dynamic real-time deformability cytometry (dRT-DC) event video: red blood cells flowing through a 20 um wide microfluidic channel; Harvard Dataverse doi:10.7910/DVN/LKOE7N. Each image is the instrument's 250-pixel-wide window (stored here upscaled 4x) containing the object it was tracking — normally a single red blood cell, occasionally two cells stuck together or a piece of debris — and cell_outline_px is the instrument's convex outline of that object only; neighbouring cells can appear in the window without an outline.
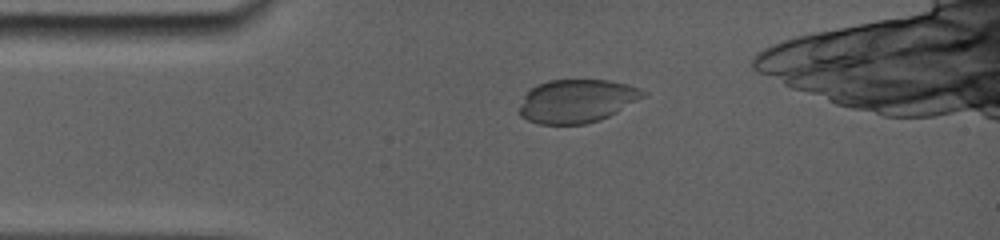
{"species": "common noctule bat (a hibernating species)", "species_latin": "Nyctalus noctula", "temperature_condition": "room temperature", "stored_images_in_passage": 23, "camera_frame_rate_fps": 5000, "um_per_image_px": 0.085, "animal": {"sex": "female", "body_mass_g": 19.0, "forearm_length_mm": 56.7}, "frame": {"image": 1, "passage_image": 4, "time_ms": 1.8, "image_size_px": [1000, 240], "cell_outline_px": [[648, 92], [644, 96], [608, 116], [584, 124], [540, 124], [528, 120], [520, 116], [520, 104], [524, 96], [536, 84], [548, 80], [608, 80], [628, 84], [640, 88]], "centroid_in_image_um": [49.01, 8.57], "position_along_channel_um": 36.0, "area_um2": 30.92}}
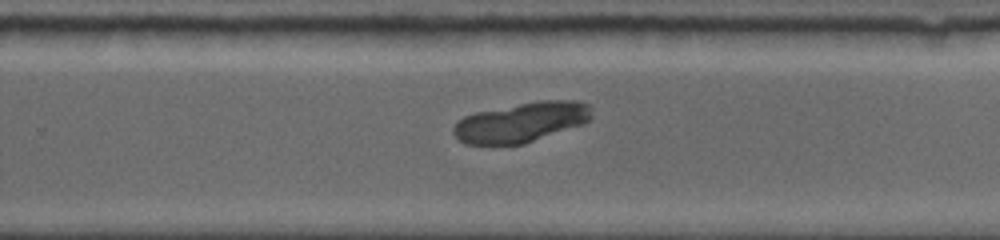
{"frame": {"image": 2, "passage_image": 16, "time_ms": 9.0, "image_size_px": [1000, 240], "cell_outline_px": [[592, 116], [584, 124], [524, 144], [464, 144], [452, 132], [452, 128], [456, 120], [464, 116], [476, 112], [540, 100], [580, 100], [588, 104]], "centroid_in_image_um": [44.31, 10.39], "position_along_channel_um": 285.5, "area_um2": 32.14}}
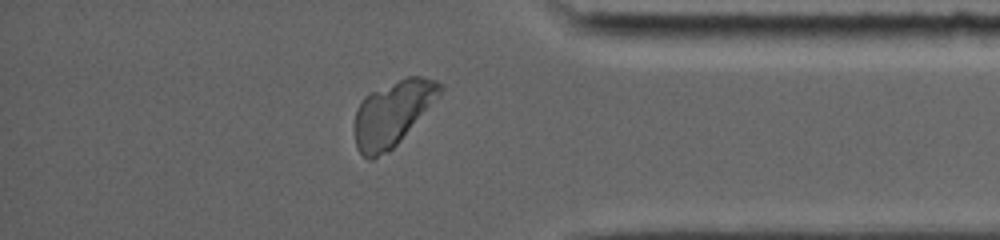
{"frame": {"image": 3, "passage_image": 22, "time_ms": 12.2, "image_size_px": [1000, 240], "cell_outline_px": [[444, 88], [440, 96], [400, 140], [388, 152], [372, 160], [368, 160], [356, 148], [356, 108], [364, 96], [372, 92], [408, 76], [420, 76], [436, 80], [444, 84]], "centroid_in_image_um": [33.4, 9.63], "position_along_channel_um": 401.8, "area_um2": 31.91}}